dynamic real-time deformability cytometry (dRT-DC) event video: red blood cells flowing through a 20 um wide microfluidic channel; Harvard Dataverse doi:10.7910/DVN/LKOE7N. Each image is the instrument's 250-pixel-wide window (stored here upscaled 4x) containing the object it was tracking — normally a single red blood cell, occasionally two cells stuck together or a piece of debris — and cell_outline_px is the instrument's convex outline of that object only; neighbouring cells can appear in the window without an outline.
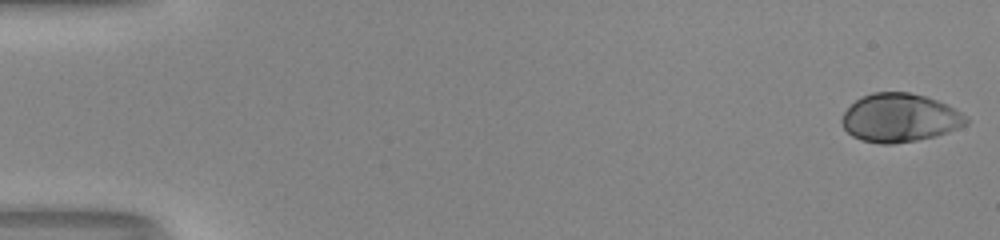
{"species": "human", "species_latin": "Homo sapiens", "temperature_condition": "room temperature", "stored_images_in_passage": 49, "camera_frame_rate_fps": 3000, "um_per_image_px": 0.085, "donor": {"sex": "male"}, "frame": {"image": 1, "passage_image": 1, "time_ms": 0.0, "image_size_px": [1000, 240], "cell_outline_px": [[968, 124], [948, 132], [936, 136], [916, 140], [892, 144], [880, 144], [860, 140], [852, 136], [844, 128], [840, 120], [844, 112], [860, 96], [872, 92], [908, 92], [924, 96], [936, 100], [960, 112], [968, 120]], "centroid_in_image_um": [76.44, 10.02], "position_along_channel_um": 8.6, "area_um2": 34.97}}
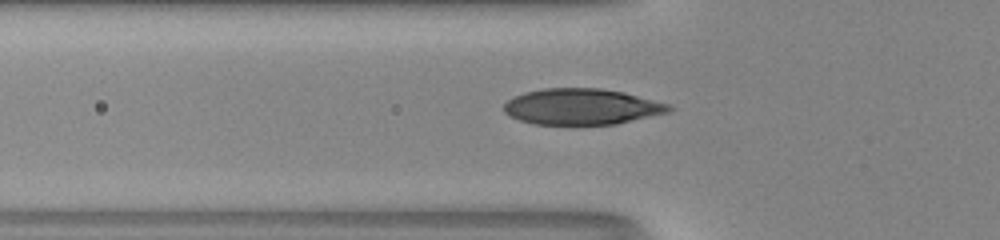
{"frame": {"image": 2, "passage_image": 19, "time_ms": 6.0, "image_size_px": [1000, 240], "cell_outline_px": [[676, 108], [668, 112], [616, 124], [536, 124], [520, 120], [504, 112], [504, 104], [508, 100], [524, 92], [544, 88], [600, 88], [624, 92], [668, 104]], "centroid_in_image_um": [49.46, 9.06], "position_along_channel_um": 76.3, "area_um2": 34.33}}
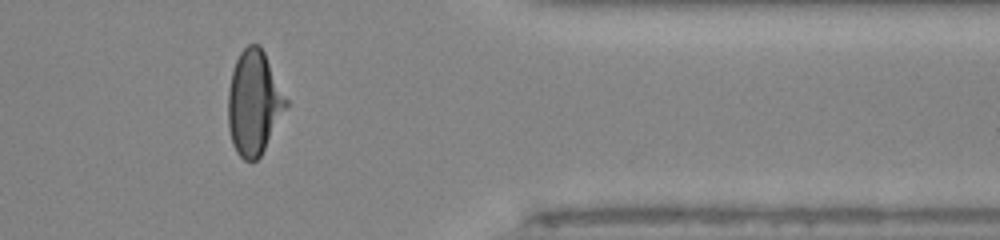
{"frame": {"image": 3, "passage_image": 43, "time_ms": 14.0, "image_size_px": [1000, 240], "cell_outline_px": [[288, 104], [260, 156], [256, 160], [244, 160], [236, 152], [232, 144], [228, 128], [228, 92], [232, 72], [236, 60], [240, 52], [248, 44], [260, 44], [288, 100]], "centroid_in_image_um": [21.57, 8.72], "position_along_channel_um": 389.8, "area_um2": 34.91}}